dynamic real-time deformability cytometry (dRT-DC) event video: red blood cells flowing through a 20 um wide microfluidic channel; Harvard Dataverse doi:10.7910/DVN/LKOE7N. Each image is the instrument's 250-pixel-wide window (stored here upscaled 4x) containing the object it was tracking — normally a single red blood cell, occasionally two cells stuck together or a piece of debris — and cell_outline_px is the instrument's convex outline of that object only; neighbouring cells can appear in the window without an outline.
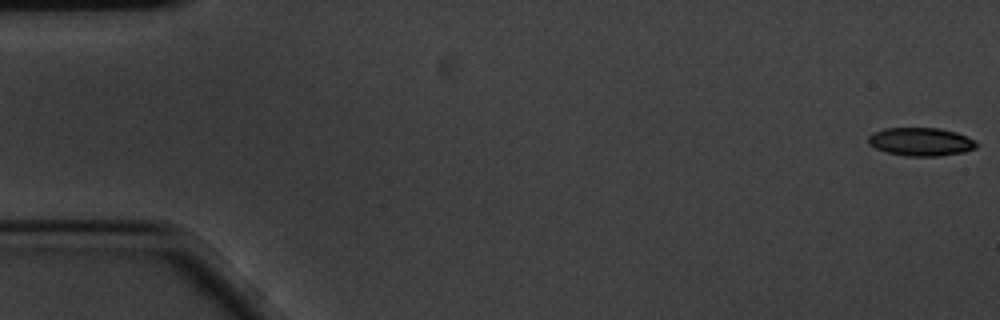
{"species": "common noctule bat (a hibernating species)", "species_latin": "Nyctalus noctula", "temperature_condition": "cold", "stored_images_in_passage": 53, "camera_frame_rate_fps": 3000, "um_per_image_px": 0.085, "animal": {"sex": "male", "body_mass_g": 20.1, "forearm_length_mm": 53.5}, "frame": {"image": 1, "passage_image": 1, "time_ms": 0.0, "image_size_px": [1000, 320], "cell_outline_px": [[976, 148], [964, 152], [940, 156], [908, 156], [888, 152], [876, 148], [868, 144], [868, 136], [872, 132], [884, 128], [940, 128], [956, 132], [976, 140]], "centroid_in_image_um": [78.27, 12.04], "position_along_channel_um": 6.7, "area_um2": 17.86}}
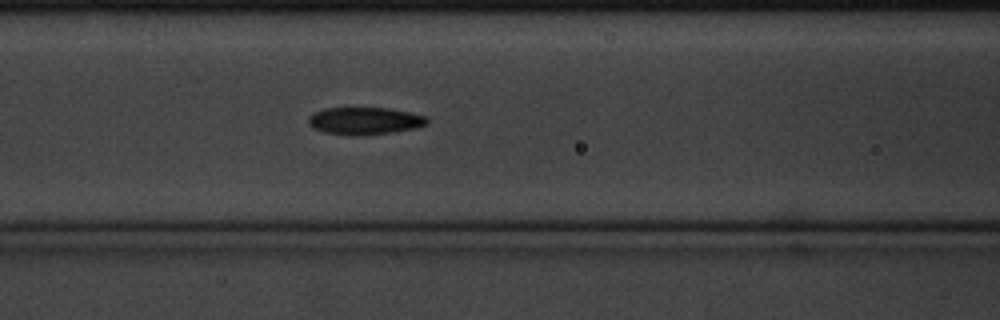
{"frame": {"image": 2, "passage_image": 24, "time_ms": 7.667, "image_size_px": [1000, 320], "cell_outline_px": [[428, 124], [416, 128], [392, 132], [352, 136], [348, 136], [324, 132], [312, 128], [308, 124], [308, 116], [312, 112], [324, 108], [388, 108], [428, 116]], "centroid_in_image_um": [30.96, 10.27], "position_along_channel_um": 135.6, "area_um2": 19.13}}
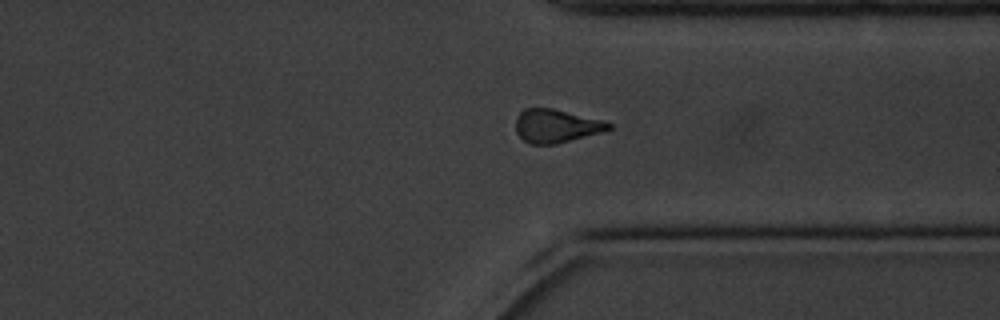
{"frame": {"image": 3, "passage_image": 44, "time_ms": 14.333, "image_size_px": [1000, 320], "cell_outline_px": [[612, 128], [600, 132], [556, 144], [532, 144], [524, 140], [516, 132], [516, 120], [520, 112], [524, 108], [552, 108], [600, 120], [612, 124]], "centroid_in_image_um": [47.23, 10.7], "position_along_channel_um": 364.2, "area_um2": 17.69}, "authors_computed_cell_mechanics": {"area_um2": 18.3226, "velocity_mm_per_s": 3.4318, "shape_relaxation_time_tau1_ms": 3.2989, "shape_relaxation_time_tau2_ms": 6.6254, "deformation_change_tau1": 0.1159, "deformation_change_tau2": 0.155}}